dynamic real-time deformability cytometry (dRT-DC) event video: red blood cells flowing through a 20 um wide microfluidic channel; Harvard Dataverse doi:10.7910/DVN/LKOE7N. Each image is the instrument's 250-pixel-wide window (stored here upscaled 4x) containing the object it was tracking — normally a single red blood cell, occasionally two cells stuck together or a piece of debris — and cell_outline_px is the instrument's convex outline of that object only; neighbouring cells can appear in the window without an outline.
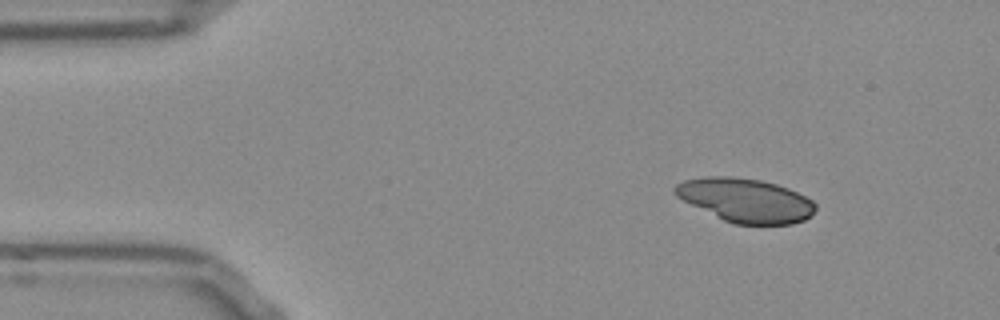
{"species": "Egyptian fruit bat (a non-hibernating species)", "species_latin": "Rousettus aegyptiacus", "temperature_condition": "room temperature", "stored_images_in_passage": 47, "camera_frame_rate_fps": 3000, "um_per_image_px": 0.085, "frame": {"image": 1, "passage_image": 1, "time_ms": 0.0, "image_size_px": [1000, 320], "cell_outline_px": [[816, 208], [804, 220], [792, 224], [732, 224], [676, 196], [672, 192], [672, 188], [676, 184], [684, 180], [708, 176], [728, 176], [760, 180], [776, 184], [788, 188], [812, 200], [816, 204]], "centroid_in_image_um": [63.36, 17.01], "position_along_channel_um": 21.6, "area_um2": 35.49}}